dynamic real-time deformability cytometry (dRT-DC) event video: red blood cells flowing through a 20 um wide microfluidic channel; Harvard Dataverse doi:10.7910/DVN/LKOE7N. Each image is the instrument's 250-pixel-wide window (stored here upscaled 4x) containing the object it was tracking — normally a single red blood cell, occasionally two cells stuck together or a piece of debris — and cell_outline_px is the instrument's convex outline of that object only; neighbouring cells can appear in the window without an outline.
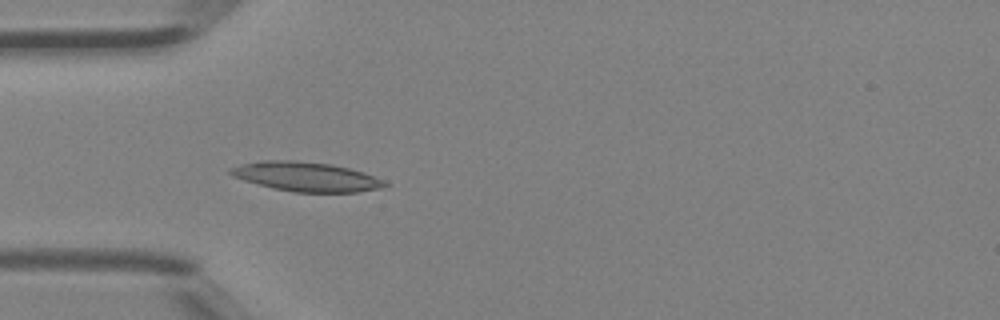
{"species": "Egyptian fruit bat (a non-hibernating species)", "species_latin": "Rousettus aegyptiacus", "temperature_condition": "room temperature", "stored_images_in_passage": 45, "camera_frame_rate_fps": 3000, "um_per_image_px": 0.085, "animal": {"sex": "female"}, "frame": {"image": 1, "passage_image": 13, "time_ms": 4.0, "image_size_px": [1000, 320], "cell_outline_px": [[392, 184], [380, 188], [356, 192], [292, 192], [272, 188], [244, 180], [232, 176], [228, 172], [228, 168], [240, 164], [264, 160], [292, 160], [332, 164], [364, 172], [384, 180]], "centroid_in_image_um": [26.02, 15.01], "position_along_channel_um": 59.0, "area_um2": 26.53}}
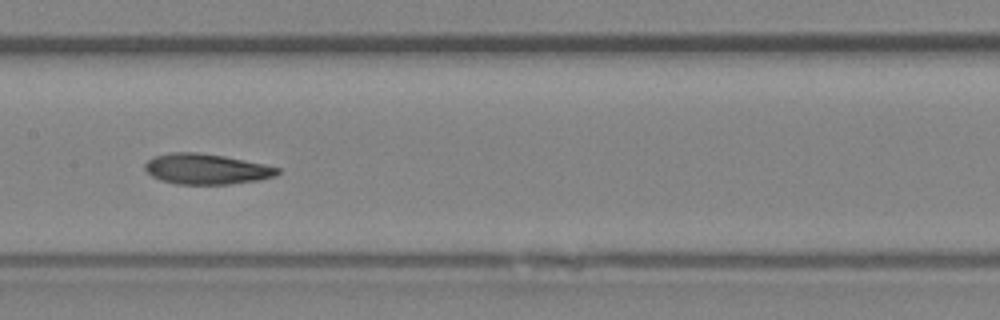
{"frame": {"image": 2, "passage_image": 22, "time_ms": 7.0, "image_size_px": [1000, 320], "cell_outline_px": [[280, 172], [276, 176], [256, 180], [228, 184], [176, 184], [160, 180], [152, 176], [144, 168], [144, 164], [152, 156], [168, 152], [196, 152], [224, 156], [264, 164], [280, 168]], "centroid_in_image_um": [17.5, 14.36], "position_along_channel_um": 189.9, "area_um2": 23.58}}
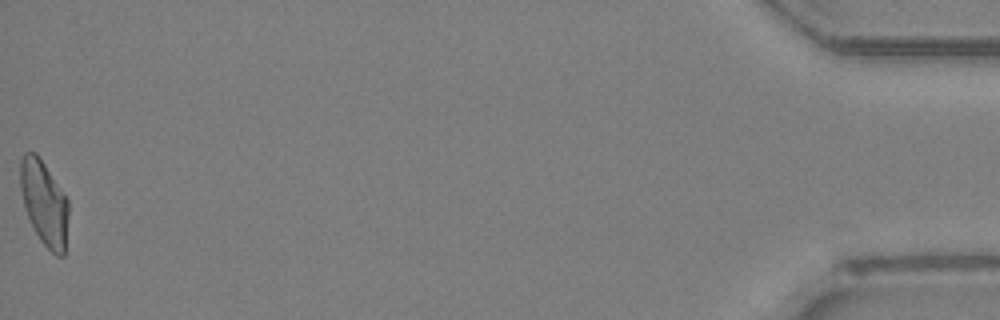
{"frame": {"image": 3, "passage_image": 45, "time_ms": 14.667, "image_size_px": [1000, 320], "cell_outline_px": [[68, 216], [64, 256], [56, 256], [40, 240], [28, 216], [24, 204], [20, 188], [20, 160], [24, 152], [36, 152], [68, 200]], "centroid_in_image_um": [3.75, 17.24], "position_along_channel_um": 431.4, "area_um2": 23.41}, "authors_computed_cell_mechanics": {"area_um2": 24.0448, "velocity_mm_per_s": 4.4815, "shape_relaxation_time_tau1_ms": 8.7728, "shape_relaxation_time_tau2_ms": 2.711, "deformation_change_tau1": 0.1981, "deformation_change_tau2": 0.0982}}